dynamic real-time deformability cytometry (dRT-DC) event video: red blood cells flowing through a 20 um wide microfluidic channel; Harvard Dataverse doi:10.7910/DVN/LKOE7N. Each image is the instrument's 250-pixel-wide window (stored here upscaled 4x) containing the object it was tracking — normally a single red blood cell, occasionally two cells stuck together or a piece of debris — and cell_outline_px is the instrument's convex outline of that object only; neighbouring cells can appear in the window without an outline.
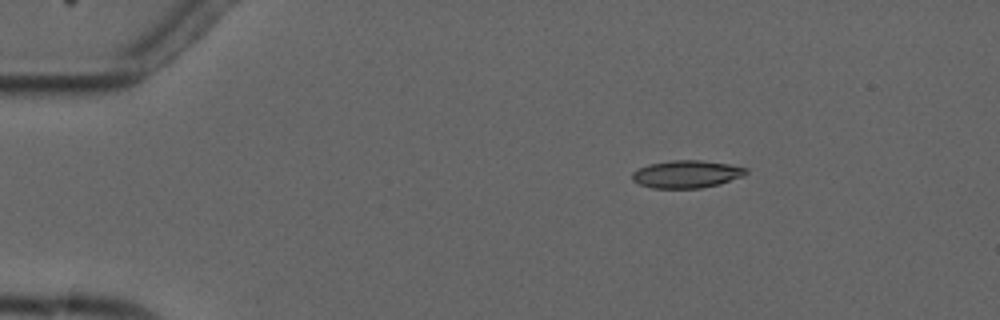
{"species": "common noctule bat (a hibernating species)", "species_latin": "Nyctalus noctula", "temperature_condition": "cold", "stored_images_in_passage": 7, "camera_frame_rate_fps": 3000, "um_per_image_px": 0.085, "animal": {"sex": "male", "forearm_length_mm": 52.5}, "frame": {"image": 1, "passage_image": 3, "time_ms": 2.667, "image_size_px": [1000, 320], "cell_outline_px": [[748, 172], [744, 176], [720, 184], [700, 188], [652, 188], [640, 184], [632, 180], [632, 172], [648, 164], [672, 160], [700, 160], [728, 164], [748, 168]], "centroid_in_image_um": [58.38, 14.8], "position_along_channel_um": 26.6, "area_um2": 18.32}}
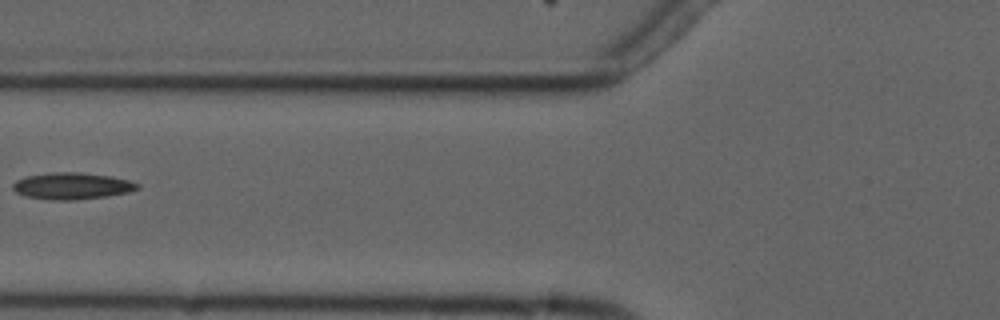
{"frame": {"image": 2, "passage_image": 6, "time_ms": 7.0, "image_size_px": [1000, 320], "cell_outline_px": [[140, 188], [128, 192], [108, 196], [76, 200], [52, 200], [24, 196], [16, 192], [12, 188], [12, 184], [16, 180], [24, 176], [52, 172], [80, 172], [112, 176], [128, 180], [140, 184]], "centroid_in_image_um": [6.11, 15.8], "position_along_channel_um": 119.7, "area_um2": 19.59}}
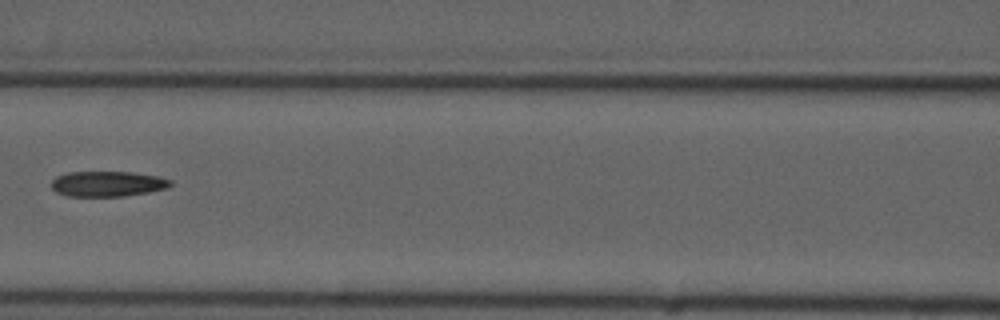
{"frame": {"image": 3, "passage_image": 7, "time_ms": 8.0, "image_size_px": [1000, 320], "cell_outline_px": [[172, 184], [168, 188], [148, 192], [124, 196], [68, 196], [56, 192], [52, 188], [52, 180], [56, 176], [68, 172], [132, 172], [160, 176], [172, 180]], "centroid_in_image_um": [9.17, 15.62], "position_along_channel_um": 157.4, "area_um2": 17.69}}